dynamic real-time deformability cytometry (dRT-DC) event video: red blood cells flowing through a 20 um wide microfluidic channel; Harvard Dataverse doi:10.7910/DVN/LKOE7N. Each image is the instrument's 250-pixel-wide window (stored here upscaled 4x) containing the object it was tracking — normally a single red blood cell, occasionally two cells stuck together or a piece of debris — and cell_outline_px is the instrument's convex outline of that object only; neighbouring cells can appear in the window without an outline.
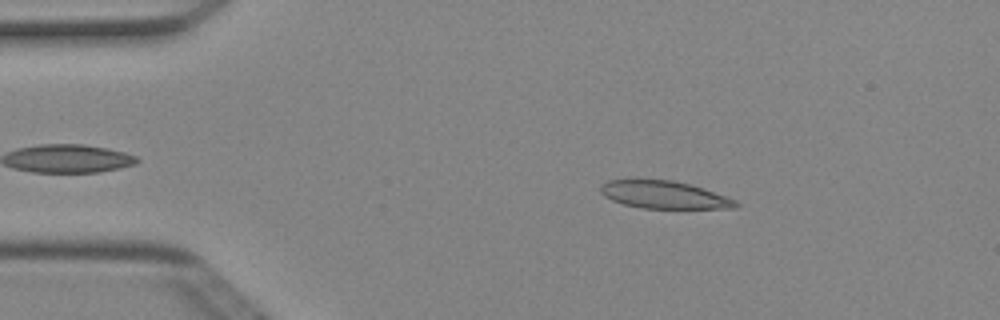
{"species": "Egyptian fruit bat (a non-hibernating species)", "species_latin": "Rousettus aegyptiacus", "temperature_condition": "cold", "stored_images_in_passage": 41, "camera_frame_rate_fps": 3000, "um_per_image_px": 0.085, "animal": {"sex": "female"}, "frame": {"image": 1, "passage_image": 7, "time_ms": 2.0, "image_size_px": [1000, 320], "cell_outline_px": [[740, 204], [736, 208], [640, 208], [624, 204], [612, 200], [604, 196], [600, 192], [600, 188], [608, 180], [628, 176], [632, 176], [672, 180], [704, 188], [736, 200]], "centroid_in_image_um": [56.36, 16.5], "position_along_channel_um": 28.6, "area_um2": 22.48}}
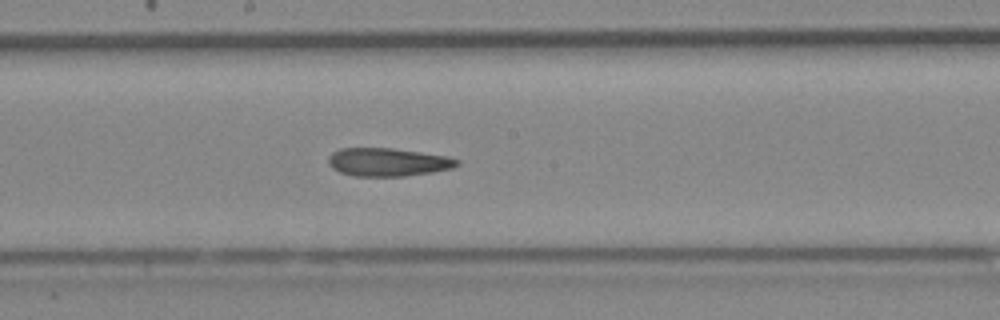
{"frame": {"image": 2, "passage_image": 25, "time_ms": 8.0, "image_size_px": [1000, 320], "cell_outline_px": [[460, 164], [452, 168], [432, 172], [404, 176], [356, 176], [340, 172], [332, 168], [328, 164], [328, 156], [332, 152], [340, 148], [392, 148], [448, 156], [460, 160]], "centroid_in_image_um": [32.96, 13.77], "position_along_channel_um": 215.2, "area_um2": 21.21}}
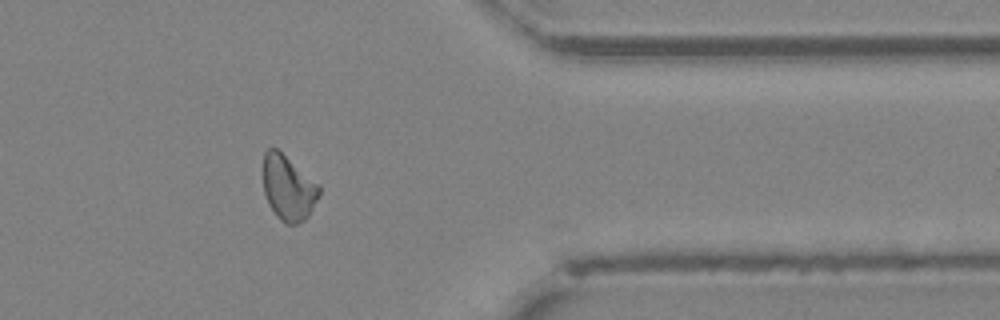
{"frame": {"image": 3, "passage_image": 39, "time_ms": 12.667, "image_size_px": [1000, 320], "cell_outline_px": [[320, 196], [308, 216], [304, 220], [296, 224], [288, 224], [280, 220], [276, 216], [268, 204], [264, 192], [264, 152], [268, 148], [276, 148], [320, 184]], "centroid_in_image_um": [24.52, 15.98], "position_along_channel_um": 386.9, "area_um2": 21.27}, "authors_computed_cell_mechanics": {"area_um2": 21.964, "velocity_mm_per_s": 4.0303, "shape_relaxation_time_tau1_ms": null, "shape_relaxation_time_tau2_ms": 4.5372, "deformation_change_tau1": null, "deformation_change_tau2": 0.1178}}